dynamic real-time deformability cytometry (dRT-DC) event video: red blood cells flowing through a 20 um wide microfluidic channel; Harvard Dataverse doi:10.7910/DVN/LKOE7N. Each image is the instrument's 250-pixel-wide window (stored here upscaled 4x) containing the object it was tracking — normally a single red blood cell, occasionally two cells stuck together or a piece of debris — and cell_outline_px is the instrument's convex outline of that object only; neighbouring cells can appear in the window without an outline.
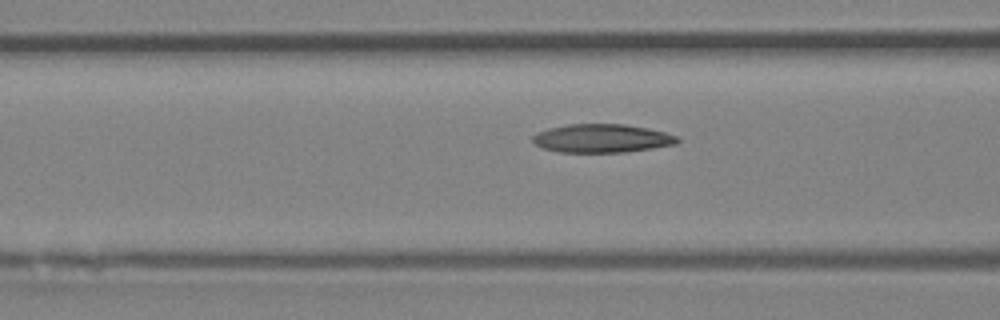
{"species": "Egyptian fruit bat (a non-hibernating species)", "species_latin": "Rousettus aegyptiacus", "temperature_condition": "room temperature", "stored_images_in_passage": 20, "camera_frame_rate_fps": 3000, "um_per_image_px": 0.085, "animal": {"sex": "female"}, "frame": {"image": 1, "passage_image": 9, "time_ms": 2.667, "image_size_px": [1000, 320], "cell_outline_px": [[680, 140], [676, 144], [652, 148], [624, 152], [560, 152], [544, 148], [536, 144], [532, 140], [532, 136], [536, 132], [548, 128], [568, 124], [624, 124], [648, 128], [680, 136]], "centroid_in_image_um": [51.17, 11.75], "position_along_channel_um": 115.4, "area_um2": 24.04}}
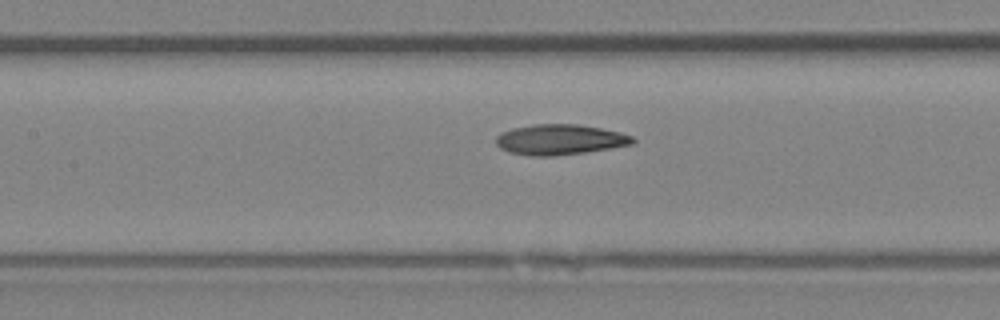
{"frame": {"image": 2, "passage_image": 12, "time_ms": 3.667, "image_size_px": [1000, 320], "cell_outline_px": [[636, 140], [632, 144], [612, 148], [584, 152], [552, 156], [532, 156], [508, 152], [500, 148], [496, 144], [496, 136], [500, 132], [512, 128], [532, 124], [580, 124], [620, 132], [632, 136]], "centroid_in_image_um": [47.56, 11.86], "position_along_channel_um": 159.8, "area_um2": 24.33}}